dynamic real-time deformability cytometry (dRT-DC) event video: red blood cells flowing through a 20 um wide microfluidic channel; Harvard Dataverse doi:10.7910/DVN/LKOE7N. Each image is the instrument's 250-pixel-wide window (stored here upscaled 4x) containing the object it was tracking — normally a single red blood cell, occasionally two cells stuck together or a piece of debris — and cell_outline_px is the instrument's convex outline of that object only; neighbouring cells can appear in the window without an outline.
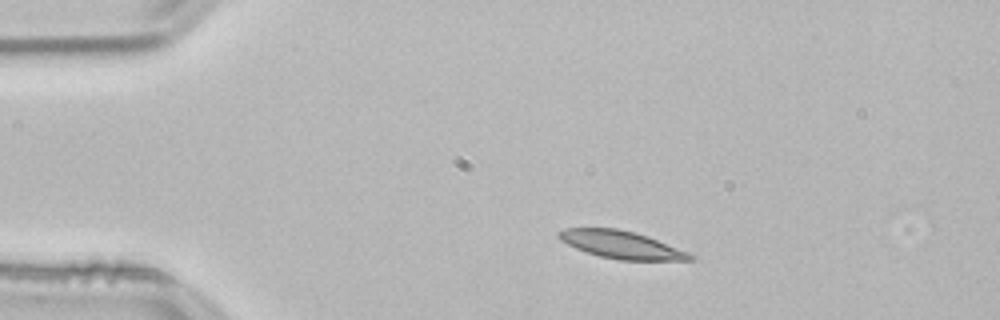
{"species": "common noctule bat (a hibernating species)", "species_latin": "Nyctalus noctula", "temperature_condition": "room temperature", "stored_images_in_passage": 44, "camera_frame_rate_fps": 3000, "um_per_image_px": 0.085, "animal": {"sex": "male", "body_mass_g": 21.5, "forearm_length_mm": 52.0}, "frame": {"image": 1, "passage_image": 1, "time_ms": 0.0, "image_size_px": [1000, 320], "cell_outline_px": [[696, 256], [692, 260], [620, 260], [600, 256], [576, 248], [560, 240], [556, 236], [556, 232], [564, 228], [616, 228], [648, 236], [688, 252]], "centroid_in_image_um": [52.79, 20.79], "position_along_channel_um": 32.2, "area_um2": 20.98}}
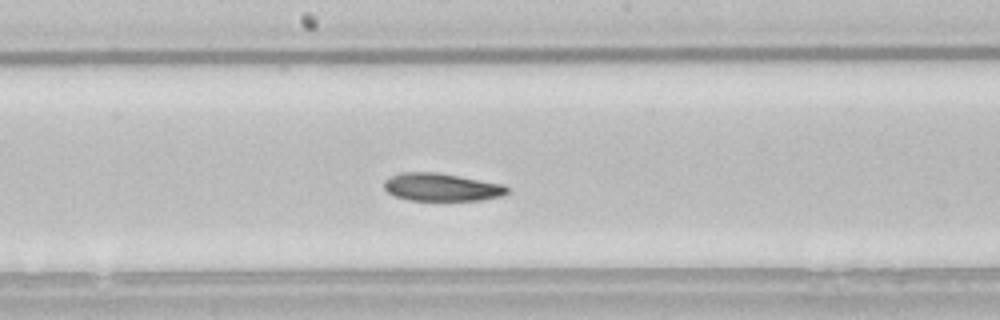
{"frame": {"image": 2, "passage_image": 19, "time_ms": 6.0, "image_size_px": [1000, 320], "cell_outline_px": [[508, 192], [500, 196], [480, 200], [408, 200], [396, 196], [388, 192], [384, 188], [384, 180], [392, 176], [404, 172], [436, 172], [504, 184], [508, 188]], "centroid_in_image_um": [37.53, 15.91], "position_along_channel_um": 210.7, "area_um2": 19.77}}
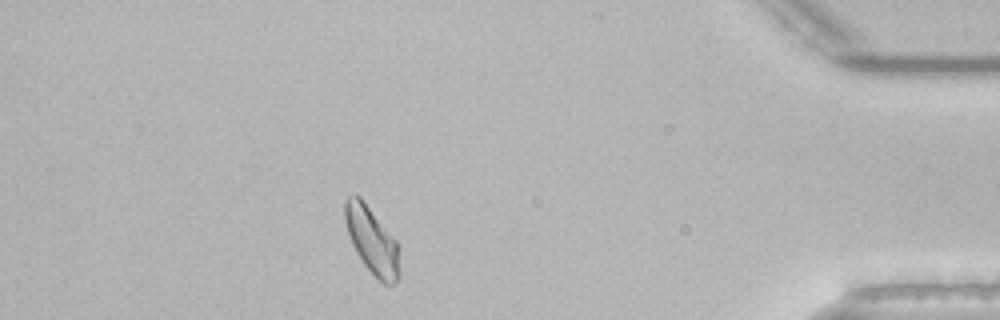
{"frame": {"image": 3, "passage_image": 38, "time_ms": 12.333, "image_size_px": [1000, 320], "cell_outline_px": [[400, 276], [392, 284], [384, 284], [364, 264], [356, 252], [352, 244], [344, 220], [344, 200], [348, 196], [360, 196], [396, 240], [400, 272]], "centroid_in_image_um": [31.6, 20.42], "position_along_channel_um": 403.6, "area_um2": 20.87}, "authors_computed_cell_mechanics": {"area_um2": 20.7502, "velocity_mm_per_s": 3.791, "shape_relaxation_time_tau1_ms": 8.3684, "shape_relaxation_time_tau2_ms": 5.4584, "deformation_change_tau1": 0.174, "deformation_change_tau2": 0.115}}